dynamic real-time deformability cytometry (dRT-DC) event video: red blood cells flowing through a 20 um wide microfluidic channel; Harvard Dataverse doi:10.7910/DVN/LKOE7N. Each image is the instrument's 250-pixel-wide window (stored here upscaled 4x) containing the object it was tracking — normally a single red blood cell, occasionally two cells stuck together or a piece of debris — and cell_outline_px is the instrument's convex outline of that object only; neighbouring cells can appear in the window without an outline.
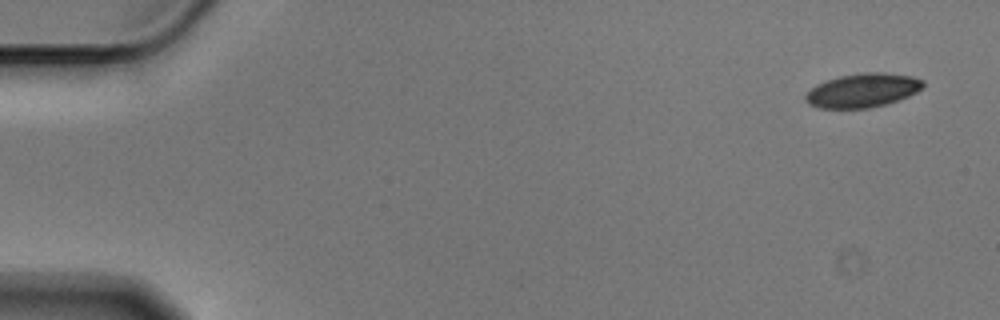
{"species": "Egyptian fruit bat (a non-hibernating species)", "species_latin": "Rousettus aegyptiacus", "temperature_condition": "cold", "stored_images_in_passage": 55, "camera_frame_rate_fps": 3000, "um_per_image_px": 0.085, "animal": {"sex": "male"}, "frame": {"image": 1, "passage_image": 1, "time_ms": 0.0, "image_size_px": [1000, 320], "cell_outline_px": [[924, 88], [908, 96], [888, 104], [872, 108], [820, 108], [808, 104], [804, 100], [804, 96], [816, 84], [840, 76], [860, 72], [884, 72], [912, 76], [924, 80]], "centroid_in_image_um": [73.35, 7.68], "position_along_channel_um": 11.7, "area_um2": 23.47}}
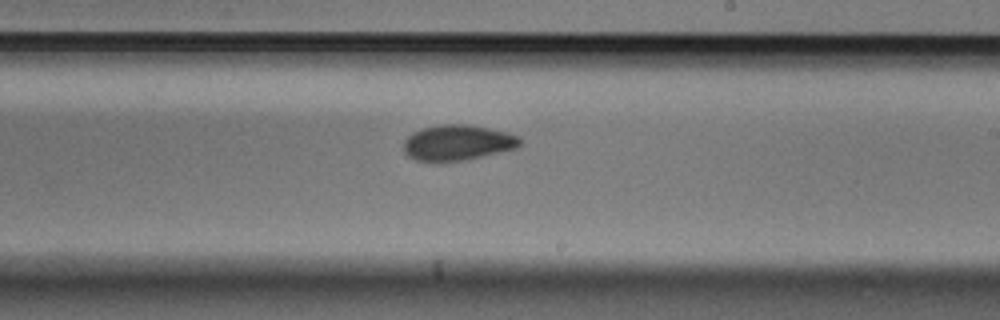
{"frame": {"image": 2, "passage_image": 32, "time_ms": 10.333, "image_size_px": [1000, 320], "cell_outline_px": [[520, 144], [516, 148], [480, 156], [460, 160], [416, 160], [408, 156], [404, 152], [404, 140], [412, 132], [424, 128], [444, 124], [464, 124], [488, 128], [508, 132], [516, 136], [520, 140]], "centroid_in_image_um": [38.86, 12.1], "position_along_channel_um": 250.1, "area_um2": 23.41}}
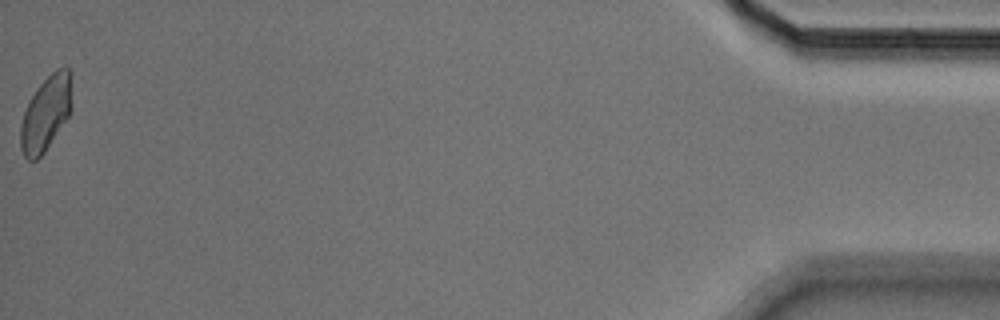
{"frame": {"image": 3, "passage_image": 55, "time_ms": 18.0, "image_size_px": [1000, 320], "cell_outline_px": [[72, 108], [68, 116], [44, 152], [36, 160], [28, 160], [24, 156], [20, 148], [20, 124], [24, 112], [36, 88], [56, 68], [68, 68], [72, 72]], "centroid_in_image_um": [3.92, 9.61], "position_along_channel_um": 431.3, "area_um2": 22.43}, "authors_computed_cell_mechanics": {"area_um2": 23.6402, "velocity_mm_per_s": 3.5627, "shape_relaxation_time_tau1_ms": 6.4491, "shape_relaxation_time_tau2_ms": 3.2922, "deformation_change_tau1": 0.1076, "deformation_change_tau2": 0.0688}}